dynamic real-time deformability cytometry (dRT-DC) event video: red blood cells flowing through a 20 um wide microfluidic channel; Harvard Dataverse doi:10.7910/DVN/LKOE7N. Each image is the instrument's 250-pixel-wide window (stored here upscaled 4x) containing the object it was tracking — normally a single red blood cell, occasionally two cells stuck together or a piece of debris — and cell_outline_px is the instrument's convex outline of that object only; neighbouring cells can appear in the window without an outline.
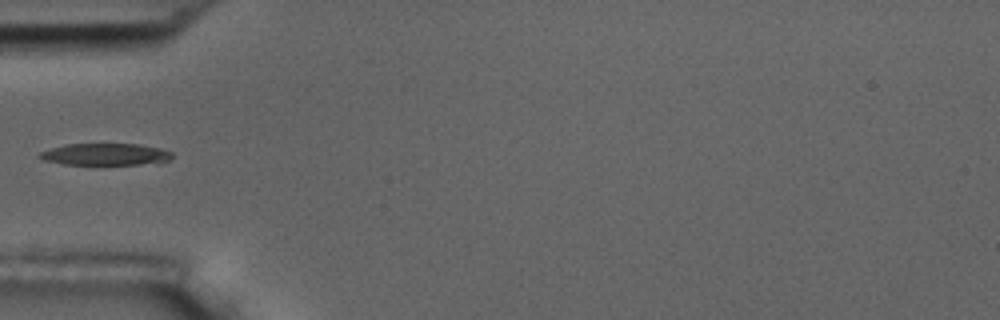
{"species": "common noctule bat (a hibernating species)", "species_latin": "Nyctalus noctula", "temperature_condition": "room temperature", "stored_images_in_passage": 6, "camera_frame_rate_fps": 3000, "um_per_image_px": 0.085, "animal": {"sex": "male", "body_mass_g": 17.5, "forearm_length_mm": 52.3}, "frame": {"image": 1, "passage_image": 6, "time_ms": 5.667, "image_size_px": [1000, 320], "cell_outline_px": [[172, 156], [168, 160], [160, 164], [60, 164], [44, 160], [36, 156], [40, 152], [64, 144], [136, 144], [160, 148], [172, 152]], "centroid_in_image_um": [8.97, 13.12], "position_along_channel_um": 76.0, "area_um2": 16.94}}